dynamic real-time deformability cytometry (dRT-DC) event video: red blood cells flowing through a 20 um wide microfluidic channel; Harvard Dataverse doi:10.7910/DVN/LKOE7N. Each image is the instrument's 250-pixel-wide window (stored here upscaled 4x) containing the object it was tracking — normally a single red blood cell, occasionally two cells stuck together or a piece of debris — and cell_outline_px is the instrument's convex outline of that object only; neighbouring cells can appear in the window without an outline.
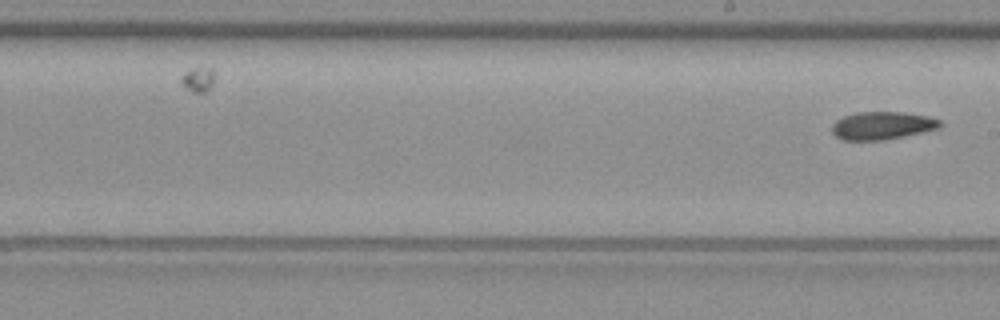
{"species": "common noctule bat (a hibernating species)", "species_latin": "Nyctalus noctula", "temperature_condition": "warm", "stored_images_in_passage": 22, "camera_frame_rate_fps": 3000, "um_per_image_px": 0.085, "animal": {"sex": "female", "body_mass_g": 19.3, "forearm_length_mm": 54.1}, "frame": {"image": 1, "passage_image": 22, "time_ms": 7.0, "image_size_px": [1000, 320], "cell_outline_px": [[944, 124], [940, 128], [904, 136], [884, 140], [844, 140], [836, 136], [832, 132], [832, 124], [836, 120], [844, 116], [856, 112], [904, 112], [928, 116], [940, 120]], "centroid_in_image_um": [75.01, 10.67], "position_along_channel_um": 214.0, "area_um2": 17.63}}